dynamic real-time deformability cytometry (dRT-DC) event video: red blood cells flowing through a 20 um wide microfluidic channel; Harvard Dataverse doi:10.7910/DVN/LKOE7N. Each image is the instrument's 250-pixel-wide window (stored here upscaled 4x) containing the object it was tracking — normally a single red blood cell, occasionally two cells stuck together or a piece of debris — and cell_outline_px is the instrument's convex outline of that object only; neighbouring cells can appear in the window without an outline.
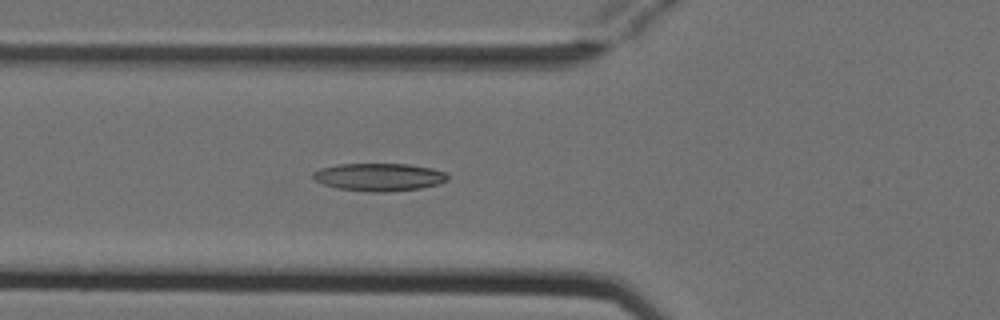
{"species": "Egyptian fruit bat (a non-hibernating species)", "species_latin": "Rousettus aegyptiacus", "temperature_condition": "cold", "stored_images_in_passage": 4, "camera_frame_rate_fps": 3000, "um_per_image_px": 0.085, "animal": {"sex": "female"}, "frame": {"image": 1, "passage_image": 4, "time_ms": 1.0, "image_size_px": [1000, 320], "cell_outline_px": [[448, 180], [440, 184], [420, 188], [388, 192], [368, 192], [336, 188], [324, 184], [316, 180], [312, 176], [312, 172], [320, 168], [336, 164], [408, 164], [432, 168], [444, 172], [448, 176]], "centroid_in_image_um": [32.22, 15.05], "position_along_channel_um": 93.6, "area_um2": 21.91}}